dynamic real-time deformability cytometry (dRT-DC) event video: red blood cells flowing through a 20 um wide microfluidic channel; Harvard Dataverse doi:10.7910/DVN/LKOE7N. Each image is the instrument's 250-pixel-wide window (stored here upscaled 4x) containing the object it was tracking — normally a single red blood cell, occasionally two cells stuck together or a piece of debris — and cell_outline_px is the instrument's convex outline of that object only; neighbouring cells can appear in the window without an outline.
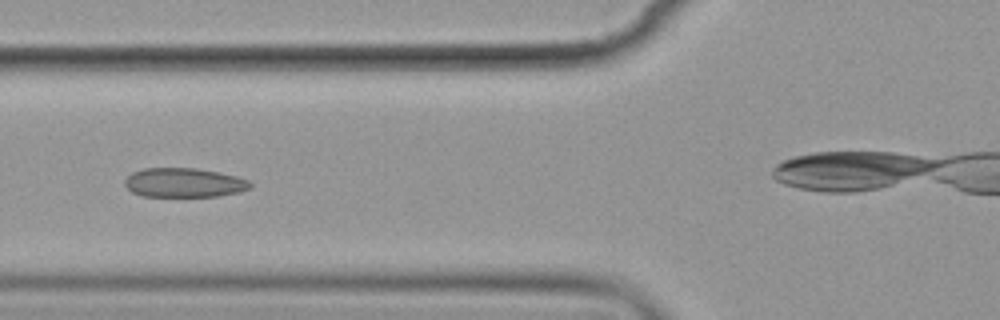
{"species": "common noctule bat (a hibernating species)", "species_latin": "Nyctalus noctula", "temperature_condition": "cold", "stored_images_in_passage": 10, "camera_frame_rate_fps": 3000, "um_per_image_px": 0.085, "animal": {"sex": "female", "body_mass_g": 19.9}, "frame": {"image": 1, "passage_image": 6, "time_ms": 5.667, "image_size_px": [1000, 320], "cell_outline_px": [[252, 188], [240, 192], [216, 196], [144, 196], [132, 192], [124, 184], [124, 180], [132, 172], [144, 168], [196, 168], [220, 172], [236, 176], [248, 180], [252, 184]], "centroid_in_image_um": [15.66, 15.52], "position_along_channel_um": 110.1, "area_um2": 21.44}}
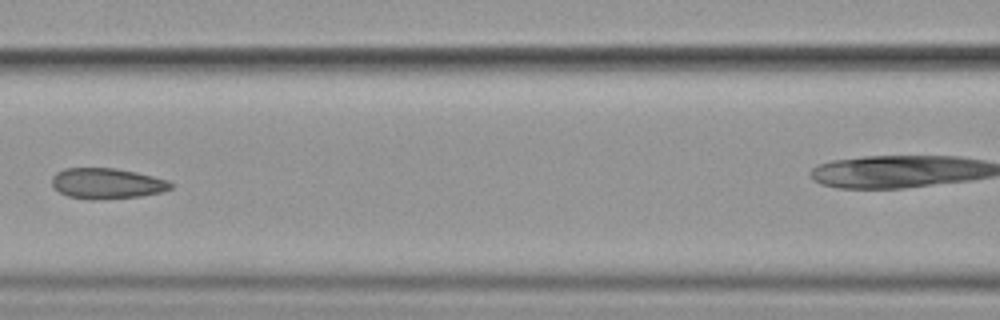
{"frame": {"image": 2, "passage_image": 7, "time_ms": 7.0, "image_size_px": [1000, 320], "cell_outline_px": [[172, 188], [160, 192], [140, 196], [96, 200], [88, 200], [68, 196], [60, 192], [52, 184], [52, 176], [56, 172], [64, 168], [116, 168], [136, 172], [168, 180], [172, 184]], "centroid_in_image_um": [9.06, 15.59], "position_along_channel_um": 157.5, "area_um2": 21.21}}
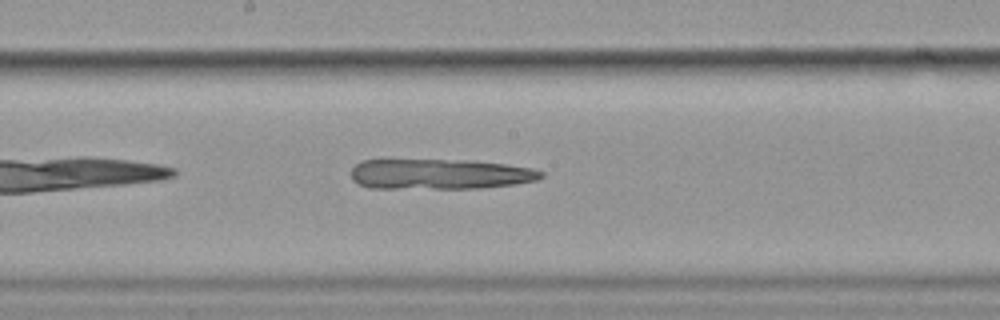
{"frame": {"image": 3, "passage_image": 10, "time_ms": 11.333, "image_size_px": [1000, 320], "cell_outline_px": [[544, 176], [536, 180], [512, 184], [480, 188], [368, 188], [352, 180], [352, 168], [360, 160], [464, 160], [504, 164], [532, 168], [544, 172]], "centroid_in_image_um": [37.36, 14.8], "position_along_channel_um": 210.8, "area_um2": 33.41}}